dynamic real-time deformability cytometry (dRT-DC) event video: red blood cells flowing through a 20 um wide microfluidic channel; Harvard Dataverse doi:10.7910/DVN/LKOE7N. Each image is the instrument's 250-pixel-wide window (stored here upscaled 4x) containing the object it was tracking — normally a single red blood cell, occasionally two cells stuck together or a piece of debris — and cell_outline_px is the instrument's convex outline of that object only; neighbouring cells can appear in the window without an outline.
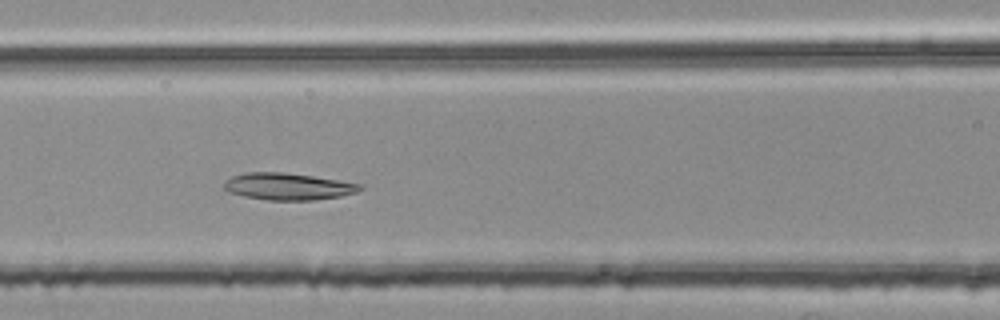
{"species": "common noctule bat (a hibernating species)", "species_latin": "Nyctalus noctula", "temperature_condition": "room temperature", "stored_images_in_passage": 15, "camera_frame_rate_fps": 3000, "um_per_image_px": 0.085, "animal": {"sex": "female", "body_mass_g": 25.1}, "frame": {"image": 1, "passage_image": 9, "time_ms": 2.667, "image_size_px": [1000, 320], "cell_outline_px": [[364, 188], [356, 192], [340, 196], [316, 200], [268, 200], [244, 196], [228, 192], [220, 184], [224, 180], [232, 176], [244, 172], [280, 172], [312, 176], [364, 184]], "centroid_in_image_um": [24.44, 15.85], "position_along_channel_um": 142.2, "area_um2": 21.5}}
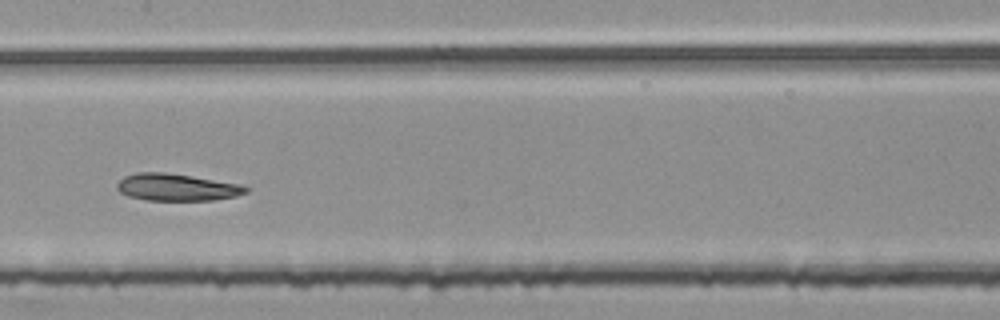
{"frame": {"image": 2, "passage_image": 13, "time_ms": 4.0, "image_size_px": [1000, 320], "cell_outline_px": [[248, 192], [236, 196], [216, 200], [144, 200], [128, 196], [120, 192], [116, 188], [116, 184], [124, 176], [136, 172], [164, 172], [240, 184], [248, 188]], "centroid_in_image_um": [14.99, 15.92], "position_along_channel_um": 192.4, "area_um2": 20.29}}